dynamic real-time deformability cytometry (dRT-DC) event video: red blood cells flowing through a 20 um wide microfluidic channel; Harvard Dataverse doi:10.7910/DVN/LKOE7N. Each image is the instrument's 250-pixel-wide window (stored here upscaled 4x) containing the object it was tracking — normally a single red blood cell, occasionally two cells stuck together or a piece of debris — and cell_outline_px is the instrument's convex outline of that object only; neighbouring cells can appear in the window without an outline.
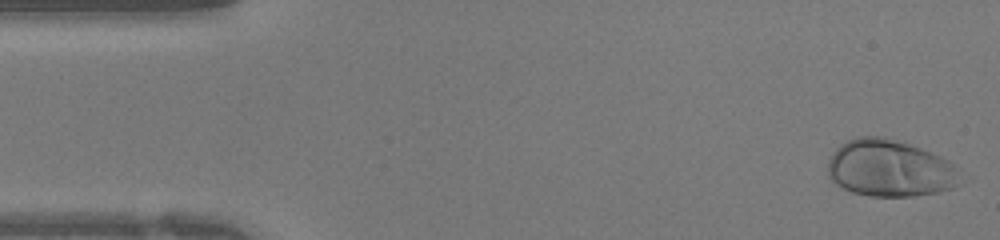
{"species": "human", "species_latin": "Homo sapiens", "temperature_condition": "warm", "stored_images_in_passage": 41, "camera_frame_rate_fps": 3000, "um_per_image_px": 0.085, "donor": {"sex": "female"}, "frame": {"image": 1, "passage_image": 1, "time_ms": 0.0, "image_size_px": [1000, 240], "cell_outline_px": [[952, 188], [936, 192], [916, 196], [868, 196], [852, 192], [836, 184], [828, 176], [828, 160], [836, 148], [840, 144], [856, 136], [884, 136], [920, 148], [940, 156], [948, 160], [952, 164]], "centroid_in_image_um": [75.48, 14.29], "position_along_channel_um": 9.5, "area_um2": 43.0}}
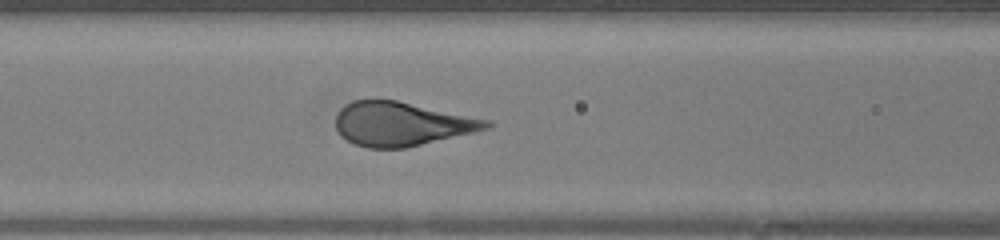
{"frame": {"image": 2, "passage_image": 16, "time_ms": 5.0, "image_size_px": [1000, 240], "cell_outline_px": [[492, 124], [488, 128], [472, 132], [404, 148], [368, 148], [356, 144], [340, 136], [336, 128], [336, 116], [340, 108], [344, 104], [352, 100], [396, 100], [492, 120]], "centroid_in_image_um": [34.1, 10.52], "position_along_channel_um": 132.5, "area_um2": 38.32}}
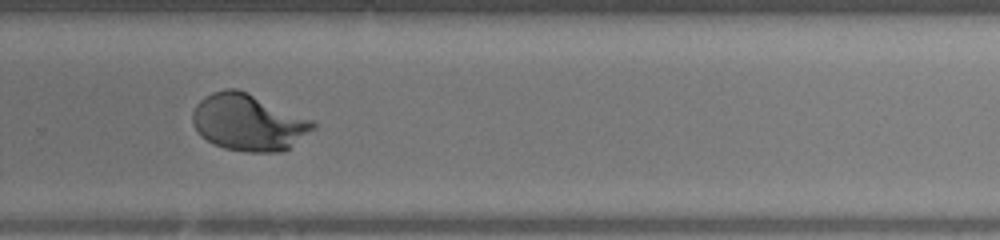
{"frame": {"image": 3, "passage_image": 27, "time_ms": 8.667, "image_size_px": [1000, 240], "cell_outline_px": [[316, 128], [284, 152], [244, 152], [224, 148], [200, 136], [192, 124], [192, 112], [196, 104], [204, 96], [212, 92], [224, 88], [236, 88], [316, 120]], "centroid_in_image_um": [21.13, 10.4], "position_along_channel_um": 308.7, "area_um2": 40.23}}